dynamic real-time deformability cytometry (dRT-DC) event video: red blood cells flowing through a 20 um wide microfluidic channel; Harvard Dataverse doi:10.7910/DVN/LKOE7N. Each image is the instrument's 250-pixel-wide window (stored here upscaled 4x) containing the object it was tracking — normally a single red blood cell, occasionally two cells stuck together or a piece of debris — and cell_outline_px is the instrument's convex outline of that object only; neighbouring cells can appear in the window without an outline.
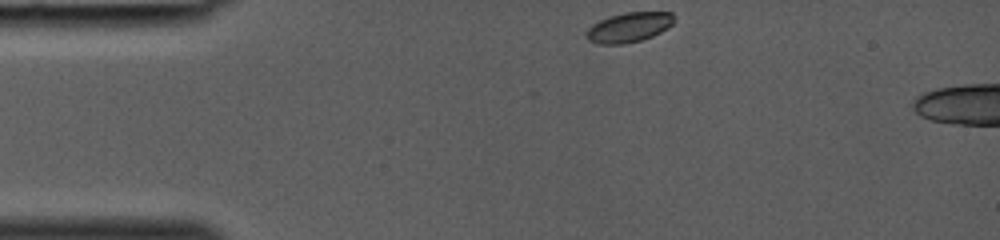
{"species": "common noctule bat (a hibernating species)", "species_latin": "Nyctalus noctula", "temperature_condition": "room temperature", "stored_images_in_passage": 5, "camera_frame_rate_fps": 3000, "um_per_image_px": 0.085, "animal": {"sex": "female", "body_mass_g": 19.0, "forearm_length_mm": 53.3}, "frame": {"image": 1, "passage_image": 1, "time_ms": 0.0, "image_size_px": [1000, 240], "cell_outline_px": [[672, 24], [668, 28], [652, 36], [640, 40], [624, 44], [596, 44], [588, 40], [584, 36], [584, 32], [592, 24], [608, 16], [624, 12], [672, 12]], "centroid_in_image_um": [53.38, 2.33], "position_along_channel_um": 31.6, "area_um2": 15.32}}